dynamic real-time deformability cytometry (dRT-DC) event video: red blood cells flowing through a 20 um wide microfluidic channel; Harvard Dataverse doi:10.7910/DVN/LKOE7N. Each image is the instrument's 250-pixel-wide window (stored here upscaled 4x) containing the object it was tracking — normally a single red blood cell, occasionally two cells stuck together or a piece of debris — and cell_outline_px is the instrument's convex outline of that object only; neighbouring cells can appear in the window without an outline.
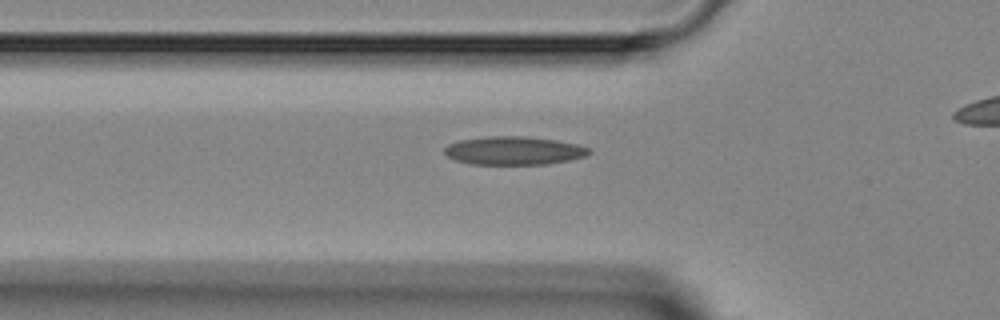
{"species": "Egyptian fruit bat (a non-hibernating species)", "species_latin": "Rousettus aegyptiacus", "temperature_condition": "room temperature", "stored_images_in_passage": 32, "camera_frame_rate_fps": 3000, "um_per_image_px": 0.085, "animal": {"sex": "female"}, "frame": {"image": 1, "passage_image": 9, "time_ms": 2.667, "image_size_px": [1000, 320], "cell_outline_px": [[592, 152], [584, 156], [568, 160], [548, 164], [472, 164], [456, 160], [448, 156], [444, 152], [444, 148], [448, 144], [460, 140], [488, 136], [528, 136], [556, 140], [576, 144], [592, 148]], "centroid_in_image_um": [43.7, 12.79], "position_along_channel_um": 82.1, "area_um2": 23.87}}
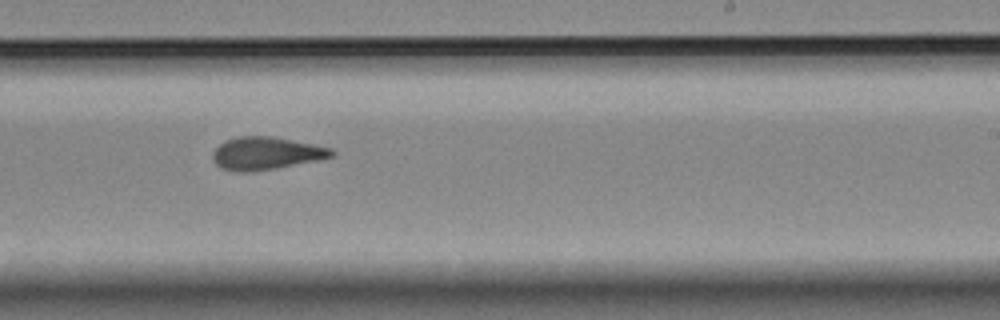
{"frame": {"image": 2, "passage_image": 22, "time_ms": 7.0, "image_size_px": [1000, 320], "cell_outline_px": [[336, 156], [320, 160], [276, 168], [252, 172], [236, 172], [220, 168], [212, 160], [212, 152], [224, 140], [236, 136], [272, 136], [332, 148], [336, 152]], "centroid_in_image_um": [22.61, 13.04], "position_along_channel_um": 266.4, "area_um2": 23.0}}
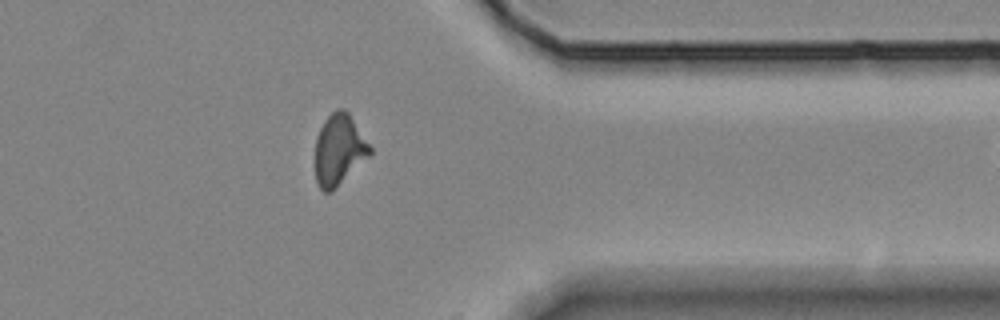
{"frame": {"image": 3, "passage_image": 31, "time_ms": 10.0, "image_size_px": [1000, 320], "cell_outline_px": [[372, 152], [332, 192], [324, 192], [320, 188], [316, 180], [316, 136], [324, 120], [336, 108], [344, 108], [348, 112], [372, 148]], "centroid_in_image_um": [28.81, 12.71], "position_along_channel_um": 382.6, "area_um2": 22.37}}